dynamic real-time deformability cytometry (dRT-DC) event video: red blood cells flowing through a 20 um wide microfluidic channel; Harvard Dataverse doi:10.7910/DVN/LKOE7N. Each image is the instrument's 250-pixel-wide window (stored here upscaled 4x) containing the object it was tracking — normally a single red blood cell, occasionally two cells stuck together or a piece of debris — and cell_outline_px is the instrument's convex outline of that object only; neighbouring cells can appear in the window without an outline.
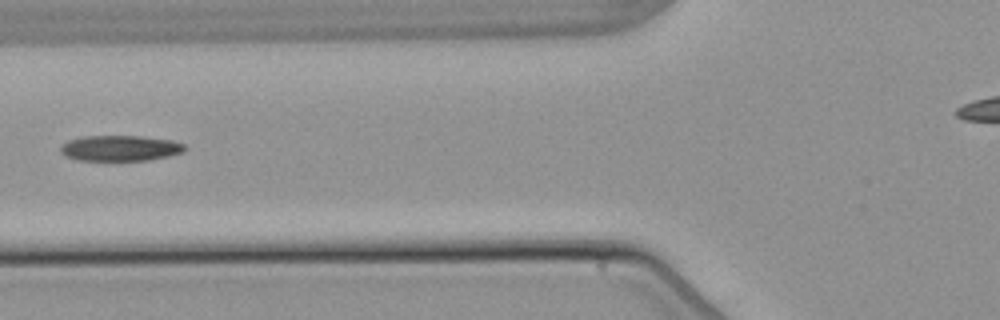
{"species": "common noctule bat (a hibernating species)", "species_latin": "Nyctalus noctula", "temperature_condition": "warm", "stored_images_in_passage": 5, "camera_frame_rate_fps": 3000, "um_per_image_px": 0.085, "animal": {"sex": "male", "body_mass_g": 21.5, "forearm_length_mm": 52.0}, "frame": {"image": 1, "passage_image": 4, "time_ms": 3.667, "image_size_px": [1000, 320], "cell_outline_px": [[184, 152], [168, 156], [148, 160], [80, 160], [64, 156], [60, 152], [60, 148], [68, 140], [80, 136], [140, 136], [172, 140], [184, 144]], "centroid_in_image_um": [10.19, 12.59], "position_along_channel_um": 115.6, "area_um2": 18.5}}